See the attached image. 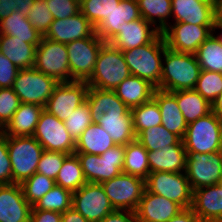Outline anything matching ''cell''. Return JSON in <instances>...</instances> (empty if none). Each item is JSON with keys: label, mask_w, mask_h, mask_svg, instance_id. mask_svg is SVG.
<instances>
[{"label": "cell", "mask_w": 222, "mask_h": 222, "mask_svg": "<svg viewBox=\"0 0 222 222\" xmlns=\"http://www.w3.org/2000/svg\"><path fill=\"white\" fill-rule=\"evenodd\" d=\"M121 0H81L80 12L96 28L114 11Z\"/></svg>", "instance_id": "41"}, {"label": "cell", "mask_w": 222, "mask_h": 222, "mask_svg": "<svg viewBox=\"0 0 222 222\" xmlns=\"http://www.w3.org/2000/svg\"><path fill=\"white\" fill-rule=\"evenodd\" d=\"M33 137L46 151L75 153V141L67 131L64 122L44 109L40 114Z\"/></svg>", "instance_id": "12"}, {"label": "cell", "mask_w": 222, "mask_h": 222, "mask_svg": "<svg viewBox=\"0 0 222 222\" xmlns=\"http://www.w3.org/2000/svg\"><path fill=\"white\" fill-rule=\"evenodd\" d=\"M21 104L12 88H0V131L8 124Z\"/></svg>", "instance_id": "47"}, {"label": "cell", "mask_w": 222, "mask_h": 222, "mask_svg": "<svg viewBox=\"0 0 222 222\" xmlns=\"http://www.w3.org/2000/svg\"><path fill=\"white\" fill-rule=\"evenodd\" d=\"M187 152L184 145H170L162 150L148 152L150 173L186 171Z\"/></svg>", "instance_id": "26"}, {"label": "cell", "mask_w": 222, "mask_h": 222, "mask_svg": "<svg viewBox=\"0 0 222 222\" xmlns=\"http://www.w3.org/2000/svg\"><path fill=\"white\" fill-rule=\"evenodd\" d=\"M215 29H222V17L220 16H217L215 17V20H214V26H213V29H212V33L213 31H215ZM216 40L222 44V34L221 35H217V37L215 35H213Z\"/></svg>", "instance_id": "57"}, {"label": "cell", "mask_w": 222, "mask_h": 222, "mask_svg": "<svg viewBox=\"0 0 222 222\" xmlns=\"http://www.w3.org/2000/svg\"><path fill=\"white\" fill-rule=\"evenodd\" d=\"M34 68L58 82H71L66 44L42 37L36 49Z\"/></svg>", "instance_id": "10"}, {"label": "cell", "mask_w": 222, "mask_h": 222, "mask_svg": "<svg viewBox=\"0 0 222 222\" xmlns=\"http://www.w3.org/2000/svg\"><path fill=\"white\" fill-rule=\"evenodd\" d=\"M141 18L137 0H121L118 7L104 19L96 28L95 33L109 43L127 22Z\"/></svg>", "instance_id": "21"}, {"label": "cell", "mask_w": 222, "mask_h": 222, "mask_svg": "<svg viewBox=\"0 0 222 222\" xmlns=\"http://www.w3.org/2000/svg\"><path fill=\"white\" fill-rule=\"evenodd\" d=\"M115 210L136 211L145 191V180L126 173L101 183Z\"/></svg>", "instance_id": "11"}, {"label": "cell", "mask_w": 222, "mask_h": 222, "mask_svg": "<svg viewBox=\"0 0 222 222\" xmlns=\"http://www.w3.org/2000/svg\"><path fill=\"white\" fill-rule=\"evenodd\" d=\"M75 154L89 183L101 184L123 172L125 145H114L100 156L89 153Z\"/></svg>", "instance_id": "6"}, {"label": "cell", "mask_w": 222, "mask_h": 222, "mask_svg": "<svg viewBox=\"0 0 222 222\" xmlns=\"http://www.w3.org/2000/svg\"><path fill=\"white\" fill-rule=\"evenodd\" d=\"M34 1L35 0H0V21L11 15L13 11H19L27 17Z\"/></svg>", "instance_id": "50"}, {"label": "cell", "mask_w": 222, "mask_h": 222, "mask_svg": "<svg viewBox=\"0 0 222 222\" xmlns=\"http://www.w3.org/2000/svg\"><path fill=\"white\" fill-rule=\"evenodd\" d=\"M85 101L88 103L94 121L107 112L130 111L114 90L88 87Z\"/></svg>", "instance_id": "31"}, {"label": "cell", "mask_w": 222, "mask_h": 222, "mask_svg": "<svg viewBox=\"0 0 222 222\" xmlns=\"http://www.w3.org/2000/svg\"><path fill=\"white\" fill-rule=\"evenodd\" d=\"M94 122L110 135L115 145H127L136 140L131 110L107 112Z\"/></svg>", "instance_id": "25"}, {"label": "cell", "mask_w": 222, "mask_h": 222, "mask_svg": "<svg viewBox=\"0 0 222 222\" xmlns=\"http://www.w3.org/2000/svg\"><path fill=\"white\" fill-rule=\"evenodd\" d=\"M53 19H65L80 12V2L76 0H46Z\"/></svg>", "instance_id": "48"}, {"label": "cell", "mask_w": 222, "mask_h": 222, "mask_svg": "<svg viewBox=\"0 0 222 222\" xmlns=\"http://www.w3.org/2000/svg\"><path fill=\"white\" fill-rule=\"evenodd\" d=\"M62 222H89L73 207L62 213Z\"/></svg>", "instance_id": "55"}, {"label": "cell", "mask_w": 222, "mask_h": 222, "mask_svg": "<svg viewBox=\"0 0 222 222\" xmlns=\"http://www.w3.org/2000/svg\"><path fill=\"white\" fill-rule=\"evenodd\" d=\"M123 173L137 176L144 180L150 174L148 151L137 140L125 145Z\"/></svg>", "instance_id": "34"}, {"label": "cell", "mask_w": 222, "mask_h": 222, "mask_svg": "<svg viewBox=\"0 0 222 222\" xmlns=\"http://www.w3.org/2000/svg\"><path fill=\"white\" fill-rule=\"evenodd\" d=\"M19 68L0 52V88H12Z\"/></svg>", "instance_id": "51"}, {"label": "cell", "mask_w": 222, "mask_h": 222, "mask_svg": "<svg viewBox=\"0 0 222 222\" xmlns=\"http://www.w3.org/2000/svg\"><path fill=\"white\" fill-rule=\"evenodd\" d=\"M55 185V180L37 172L20 184L23 195L31 206H33Z\"/></svg>", "instance_id": "42"}, {"label": "cell", "mask_w": 222, "mask_h": 222, "mask_svg": "<svg viewBox=\"0 0 222 222\" xmlns=\"http://www.w3.org/2000/svg\"><path fill=\"white\" fill-rule=\"evenodd\" d=\"M72 207L89 222H100L115 209L100 183H85L72 195Z\"/></svg>", "instance_id": "14"}, {"label": "cell", "mask_w": 222, "mask_h": 222, "mask_svg": "<svg viewBox=\"0 0 222 222\" xmlns=\"http://www.w3.org/2000/svg\"><path fill=\"white\" fill-rule=\"evenodd\" d=\"M133 129L136 137L145 129L161 124V112L157 102L152 98L148 102L131 109Z\"/></svg>", "instance_id": "39"}, {"label": "cell", "mask_w": 222, "mask_h": 222, "mask_svg": "<svg viewBox=\"0 0 222 222\" xmlns=\"http://www.w3.org/2000/svg\"><path fill=\"white\" fill-rule=\"evenodd\" d=\"M163 57L160 89L169 92L194 89L201 72L195 54L166 48Z\"/></svg>", "instance_id": "1"}, {"label": "cell", "mask_w": 222, "mask_h": 222, "mask_svg": "<svg viewBox=\"0 0 222 222\" xmlns=\"http://www.w3.org/2000/svg\"><path fill=\"white\" fill-rule=\"evenodd\" d=\"M96 33L66 44L72 81H87L93 74L101 47L105 44Z\"/></svg>", "instance_id": "8"}, {"label": "cell", "mask_w": 222, "mask_h": 222, "mask_svg": "<svg viewBox=\"0 0 222 222\" xmlns=\"http://www.w3.org/2000/svg\"><path fill=\"white\" fill-rule=\"evenodd\" d=\"M175 98L187 124L212 112V105L195 89L175 91Z\"/></svg>", "instance_id": "33"}, {"label": "cell", "mask_w": 222, "mask_h": 222, "mask_svg": "<svg viewBox=\"0 0 222 222\" xmlns=\"http://www.w3.org/2000/svg\"><path fill=\"white\" fill-rule=\"evenodd\" d=\"M43 109L37 104L21 103L1 132L6 136H33Z\"/></svg>", "instance_id": "27"}, {"label": "cell", "mask_w": 222, "mask_h": 222, "mask_svg": "<svg viewBox=\"0 0 222 222\" xmlns=\"http://www.w3.org/2000/svg\"><path fill=\"white\" fill-rule=\"evenodd\" d=\"M212 111L222 119V92L218 95L216 101L212 104Z\"/></svg>", "instance_id": "56"}, {"label": "cell", "mask_w": 222, "mask_h": 222, "mask_svg": "<svg viewBox=\"0 0 222 222\" xmlns=\"http://www.w3.org/2000/svg\"><path fill=\"white\" fill-rule=\"evenodd\" d=\"M63 122L70 136L76 142L87 127L94 122L88 103L85 101L82 105L77 107Z\"/></svg>", "instance_id": "44"}, {"label": "cell", "mask_w": 222, "mask_h": 222, "mask_svg": "<svg viewBox=\"0 0 222 222\" xmlns=\"http://www.w3.org/2000/svg\"><path fill=\"white\" fill-rule=\"evenodd\" d=\"M222 119L213 111L188 124L182 139L186 152L210 154L221 149Z\"/></svg>", "instance_id": "4"}, {"label": "cell", "mask_w": 222, "mask_h": 222, "mask_svg": "<svg viewBox=\"0 0 222 222\" xmlns=\"http://www.w3.org/2000/svg\"><path fill=\"white\" fill-rule=\"evenodd\" d=\"M217 16L222 17V0H219V3H218Z\"/></svg>", "instance_id": "59"}, {"label": "cell", "mask_w": 222, "mask_h": 222, "mask_svg": "<svg viewBox=\"0 0 222 222\" xmlns=\"http://www.w3.org/2000/svg\"><path fill=\"white\" fill-rule=\"evenodd\" d=\"M194 89L212 105L222 92V73L201 69Z\"/></svg>", "instance_id": "43"}, {"label": "cell", "mask_w": 222, "mask_h": 222, "mask_svg": "<svg viewBox=\"0 0 222 222\" xmlns=\"http://www.w3.org/2000/svg\"><path fill=\"white\" fill-rule=\"evenodd\" d=\"M13 184L7 136L0 131V185Z\"/></svg>", "instance_id": "49"}, {"label": "cell", "mask_w": 222, "mask_h": 222, "mask_svg": "<svg viewBox=\"0 0 222 222\" xmlns=\"http://www.w3.org/2000/svg\"><path fill=\"white\" fill-rule=\"evenodd\" d=\"M183 209L178 203L145 189L135 211L136 220L137 222H167Z\"/></svg>", "instance_id": "17"}, {"label": "cell", "mask_w": 222, "mask_h": 222, "mask_svg": "<svg viewBox=\"0 0 222 222\" xmlns=\"http://www.w3.org/2000/svg\"><path fill=\"white\" fill-rule=\"evenodd\" d=\"M213 26L192 25L185 22L169 25L161 32L170 50L195 54L199 46L212 35Z\"/></svg>", "instance_id": "16"}, {"label": "cell", "mask_w": 222, "mask_h": 222, "mask_svg": "<svg viewBox=\"0 0 222 222\" xmlns=\"http://www.w3.org/2000/svg\"><path fill=\"white\" fill-rule=\"evenodd\" d=\"M72 195L73 193L71 191L55 185L32 206V210H47L64 213L67 209L72 207Z\"/></svg>", "instance_id": "40"}, {"label": "cell", "mask_w": 222, "mask_h": 222, "mask_svg": "<svg viewBox=\"0 0 222 222\" xmlns=\"http://www.w3.org/2000/svg\"><path fill=\"white\" fill-rule=\"evenodd\" d=\"M185 173L192 191L219 184L222 178V152L210 154L187 152Z\"/></svg>", "instance_id": "13"}, {"label": "cell", "mask_w": 222, "mask_h": 222, "mask_svg": "<svg viewBox=\"0 0 222 222\" xmlns=\"http://www.w3.org/2000/svg\"><path fill=\"white\" fill-rule=\"evenodd\" d=\"M7 148L13 183L21 184L36 173L44 149L33 136H7Z\"/></svg>", "instance_id": "5"}, {"label": "cell", "mask_w": 222, "mask_h": 222, "mask_svg": "<svg viewBox=\"0 0 222 222\" xmlns=\"http://www.w3.org/2000/svg\"><path fill=\"white\" fill-rule=\"evenodd\" d=\"M55 182L56 185L67 189L72 193L87 183L80 161L75 153L69 154L65 158Z\"/></svg>", "instance_id": "36"}, {"label": "cell", "mask_w": 222, "mask_h": 222, "mask_svg": "<svg viewBox=\"0 0 222 222\" xmlns=\"http://www.w3.org/2000/svg\"><path fill=\"white\" fill-rule=\"evenodd\" d=\"M68 155L69 154L63 152H53L44 150L38 162L36 172L55 180L65 158Z\"/></svg>", "instance_id": "46"}, {"label": "cell", "mask_w": 222, "mask_h": 222, "mask_svg": "<svg viewBox=\"0 0 222 222\" xmlns=\"http://www.w3.org/2000/svg\"><path fill=\"white\" fill-rule=\"evenodd\" d=\"M30 222H62V213L47 210H31Z\"/></svg>", "instance_id": "52"}, {"label": "cell", "mask_w": 222, "mask_h": 222, "mask_svg": "<svg viewBox=\"0 0 222 222\" xmlns=\"http://www.w3.org/2000/svg\"><path fill=\"white\" fill-rule=\"evenodd\" d=\"M86 81L59 82L44 106V110L59 120H66L86 100Z\"/></svg>", "instance_id": "15"}, {"label": "cell", "mask_w": 222, "mask_h": 222, "mask_svg": "<svg viewBox=\"0 0 222 222\" xmlns=\"http://www.w3.org/2000/svg\"><path fill=\"white\" fill-rule=\"evenodd\" d=\"M140 16L155 28L163 32L169 25L168 18L172 14L171 0H137ZM156 17V19H155ZM157 21L159 22L157 25Z\"/></svg>", "instance_id": "35"}, {"label": "cell", "mask_w": 222, "mask_h": 222, "mask_svg": "<svg viewBox=\"0 0 222 222\" xmlns=\"http://www.w3.org/2000/svg\"><path fill=\"white\" fill-rule=\"evenodd\" d=\"M156 87L149 81L130 75L115 89L116 95L131 110L153 98Z\"/></svg>", "instance_id": "28"}, {"label": "cell", "mask_w": 222, "mask_h": 222, "mask_svg": "<svg viewBox=\"0 0 222 222\" xmlns=\"http://www.w3.org/2000/svg\"><path fill=\"white\" fill-rule=\"evenodd\" d=\"M115 143L110 135L96 122H93L75 142V153L101 155Z\"/></svg>", "instance_id": "32"}, {"label": "cell", "mask_w": 222, "mask_h": 222, "mask_svg": "<svg viewBox=\"0 0 222 222\" xmlns=\"http://www.w3.org/2000/svg\"><path fill=\"white\" fill-rule=\"evenodd\" d=\"M199 1L213 5L216 9H217L218 3H219V0H199Z\"/></svg>", "instance_id": "58"}, {"label": "cell", "mask_w": 222, "mask_h": 222, "mask_svg": "<svg viewBox=\"0 0 222 222\" xmlns=\"http://www.w3.org/2000/svg\"><path fill=\"white\" fill-rule=\"evenodd\" d=\"M143 147L148 151L162 150L170 145H184L182 139L172 132H169L161 124L143 130L137 137Z\"/></svg>", "instance_id": "37"}, {"label": "cell", "mask_w": 222, "mask_h": 222, "mask_svg": "<svg viewBox=\"0 0 222 222\" xmlns=\"http://www.w3.org/2000/svg\"><path fill=\"white\" fill-rule=\"evenodd\" d=\"M191 209L201 222H222V187L217 184L193 190Z\"/></svg>", "instance_id": "20"}, {"label": "cell", "mask_w": 222, "mask_h": 222, "mask_svg": "<svg viewBox=\"0 0 222 222\" xmlns=\"http://www.w3.org/2000/svg\"><path fill=\"white\" fill-rule=\"evenodd\" d=\"M100 222H137L134 211L114 210Z\"/></svg>", "instance_id": "53"}, {"label": "cell", "mask_w": 222, "mask_h": 222, "mask_svg": "<svg viewBox=\"0 0 222 222\" xmlns=\"http://www.w3.org/2000/svg\"><path fill=\"white\" fill-rule=\"evenodd\" d=\"M172 15L175 23L185 22L192 25L214 26L217 9L199 0H171Z\"/></svg>", "instance_id": "22"}, {"label": "cell", "mask_w": 222, "mask_h": 222, "mask_svg": "<svg viewBox=\"0 0 222 222\" xmlns=\"http://www.w3.org/2000/svg\"><path fill=\"white\" fill-rule=\"evenodd\" d=\"M31 210L20 184L0 185V222H30Z\"/></svg>", "instance_id": "19"}, {"label": "cell", "mask_w": 222, "mask_h": 222, "mask_svg": "<svg viewBox=\"0 0 222 222\" xmlns=\"http://www.w3.org/2000/svg\"><path fill=\"white\" fill-rule=\"evenodd\" d=\"M145 188L150 193L178 203L184 209L192 206L193 191L185 172H152L145 180Z\"/></svg>", "instance_id": "9"}, {"label": "cell", "mask_w": 222, "mask_h": 222, "mask_svg": "<svg viewBox=\"0 0 222 222\" xmlns=\"http://www.w3.org/2000/svg\"><path fill=\"white\" fill-rule=\"evenodd\" d=\"M195 56L201 69L222 73V44L213 33L199 46Z\"/></svg>", "instance_id": "38"}, {"label": "cell", "mask_w": 222, "mask_h": 222, "mask_svg": "<svg viewBox=\"0 0 222 222\" xmlns=\"http://www.w3.org/2000/svg\"><path fill=\"white\" fill-rule=\"evenodd\" d=\"M151 23L142 17L132 22H126L119 32L109 43L121 51L138 48L150 43L160 31L156 28L150 30Z\"/></svg>", "instance_id": "23"}, {"label": "cell", "mask_w": 222, "mask_h": 222, "mask_svg": "<svg viewBox=\"0 0 222 222\" xmlns=\"http://www.w3.org/2000/svg\"><path fill=\"white\" fill-rule=\"evenodd\" d=\"M153 99L157 102L161 112V125L183 139L188 124L179 109L175 92L156 88Z\"/></svg>", "instance_id": "24"}, {"label": "cell", "mask_w": 222, "mask_h": 222, "mask_svg": "<svg viewBox=\"0 0 222 222\" xmlns=\"http://www.w3.org/2000/svg\"><path fill=\"white\" fill-rule=\"evenodd\" d=\"M130 75L122 51L106 42L98 54L93 74L86 82L89 87L114 90Z\"/></svg>", "instance_id": "3"}, {"label": "cell", "mask_w": 222, "mask_h": 222, "mask_svg": "<svg viewBox=\"0 0 222 222\" xmlns=\"http://www.w3.org/2000/svg\"><path fill=\"white\" fill-rule=\"evenodd\" d=\"M37 46L0 34V52L19 69L34 68Z\"/></svg>", "instance_id": "29"}, {"label": "cell", "mask_w": 222, "mask_h": 222, "mask_svg": "<svg viewBox=\"0 0 222 222\" xmlns=\"http://www.w3.org/2000/svg\"><path fill=\"white\" fill-rule=\"evenodd\" d=\"M0 34L18 38L34 46H38L43 37L19 11H13L0 21Z\"/></svg>", "instance_id": "30"}, {"label": "cell", "mask_w": 222, "mask_h": 222, "mask_svg": "<svg viewBox=\"0 0 222 222\" xmlns=\"http://www.w3.org/2000/svg\"><path fill=\"white\" fill-rule=\"evenodd\" d=\"M58 83L35 68L19 69L12 89L21 103L44 107Z\"/></svg>", "instance_id": "7"}, {"label": "cell", "mask_w": 222, "mask_h": 222, "mask_svg": "<svg viewBox=\"0 0 222 222\" xmlns=\"http://www.w3.org/2000/svg\"><path fill=\"white\" fill-rule=\"evenodd\" d=\"M27 19L30 21L31 25L44 36L53 22V16L48 6L46 0H35L33 5L30 7Z\"/></svg>", "instance_id": "45"}, {"label": "cell", "mask_w": 222, "mask_h": 222, "mask_svg": "<svg viewBox=\"0 0 222 222\" xmlns=\"http://www.w3.org/2000/svg\"><path fill=\"white\" fill-rule=\"evenodd\" d=\"M219 185L222 187V178H221V180L219 181Z\"/></svg>", "instance_id": "60"}, {"label": "cell", "mask_w": 222, "mask_h": 222, "mask_svg": "<svg viewBox=\"0 0 222 222\" xmlns=\"http://www.w3.org/2000/svg\"><path fill=\"white\" fill-rule=\"evenodd\" d=\"M94 33L95 28L92 23L79 12L65 19H54L43 37L67 44L90 37Z\"/></svg>", "instance_id": "18"}, {"label": "cell", "mask_w": 222, "mask_h": 222, "mask_svg": "<svg viewBox=\"0 0 222 222\" xmlns=\"http://www.w3.org/2000/svg\"><path fill=\"white\" fill-rule=\"evenodd\" d=\"M166 48L164 37L160 32L150 43L122 51L130 74L145 79L160 89L162 55Z\"/></svg>", "instance_id": "2"}, {"label": "cell", "mask_w": 222, "mask_h": 222, "mask_svg": "<svg viewBox=\"0 0 222 222\" xmlns=\"http://www.w3.org/2000/svg\"><path fill=\"white\" fill-rule=\"evenodd\" d=\"M167 222H201L200 218L193 212L191 208L183 209L179 214L172 217Z\"/></svg>", "instance_id": "54"}]
</instances>
